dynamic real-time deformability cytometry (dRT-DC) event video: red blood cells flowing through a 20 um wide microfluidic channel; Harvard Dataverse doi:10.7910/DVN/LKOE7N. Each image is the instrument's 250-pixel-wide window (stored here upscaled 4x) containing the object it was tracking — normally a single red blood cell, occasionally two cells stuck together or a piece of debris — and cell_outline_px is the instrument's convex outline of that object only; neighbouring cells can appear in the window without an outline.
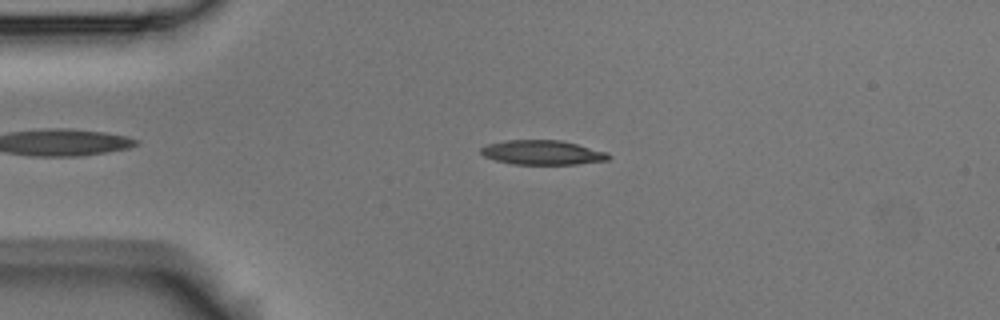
{"species": "Egyptian fruit bat (a non-hibernating species)", "species_latin": "Rousettus aegyptiacus", "temperature_condition": "room temperature", "stored_images_in_passage": 3, "camera_frame_rate_fps": 3000, "um_per_image_px": 0.085, "animal": {"sex": "male"}, "frame": {"image": 1, "passage_image": 3, "time_ms": 0.667, "image_size_px": [1000, 320], "cell_outline_px": [[612, 156], [608, 160], [576, 164], [512, 164], [496, 160], [484, 156], [480, 152], [480, 148], [488, 144], [504, 140], [560, 140], [608, 152]], "centroid_in_image_um": [46.11, 12.96], "position_along_channel_um": 38.9, "area_um2": 18.15}}